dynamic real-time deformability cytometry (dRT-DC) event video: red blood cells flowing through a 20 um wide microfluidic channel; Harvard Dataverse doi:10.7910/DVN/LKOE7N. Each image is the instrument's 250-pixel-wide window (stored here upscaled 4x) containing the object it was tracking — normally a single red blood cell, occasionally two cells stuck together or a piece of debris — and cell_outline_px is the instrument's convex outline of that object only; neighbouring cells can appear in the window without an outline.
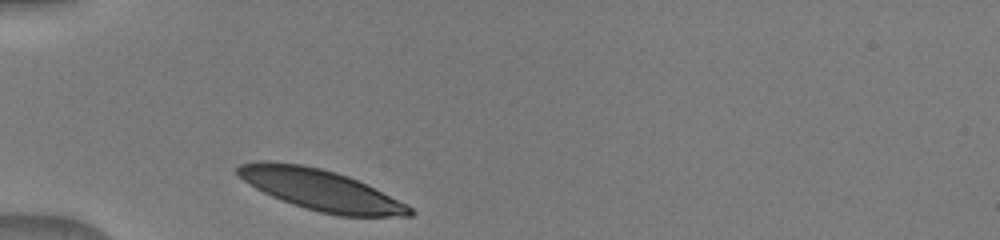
{"species": "human", "species_latin": "Homo sapiens", "temperature_condition": "warm", "stored_images_in_passage": 29, "camera_frame_rate_fps": 3000, "um_per_image_px": 0.085, "donor": {"sex": "male"}, "frame": {"image": 1, "passage_image": 1, "time_ms": 0.0, "image_size_px": [1000, 240], "cell_outline_px": [[416, 212], [412, 216], [340, 216], [320, 212], [292, 204], [272, 196], [256, 188], [244, 180], [236, 172], [236, 168], [240, 164], [304, 164], [336, 172], [348, 176], [408, 204]], "centroid_in_image_um": [27.38, 16.19], "position_along_channel_um": 57.6, "area_um2": 39.82}}
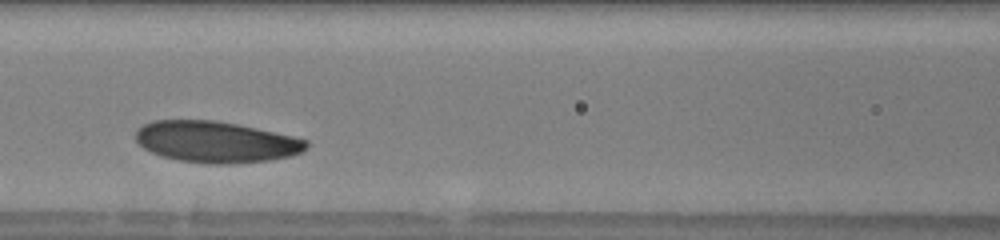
{"frame": {"image": 2, "passage_image": 9, "time_ms": 2.667, "image_size_px": [1000, 240], "cell_outline_px": [[308, 148], [304, 152], [288, 156], [268, 160], [232, 164], [208, 164], [180, 160], [164, 156], [152, 152], [144, 148], [136, 140], [136, 132], [144, 124], [152, 120], [216, 120], [256, 128], [292, 136], [308, 140]], "centroid_in_image_um": [18.38, 12.06], "position_along_channel_um": 148.2, "area_um2": 40.86}}
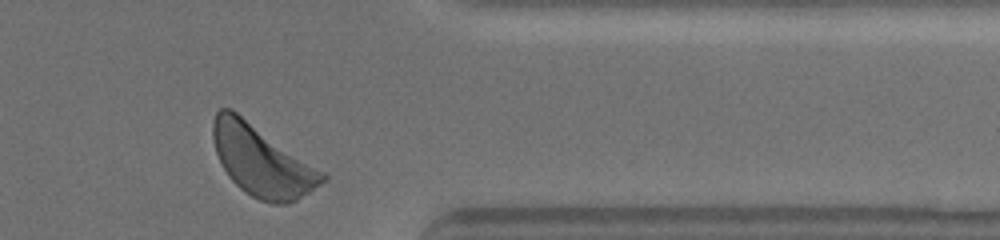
{"frame": {"image": 3, "passage_image": 28, "time_ms": 9.0, "image_size_px": [1000, 240], "cell_outline_px": [[328, 180], [296, 200], [288, 204], [272, 204], [260, 200], [244, 192], [228, 176], [216, 152], [212, 136], [212, 124], [216, 112], [220, 108], [232, 108], [324, 172], [328, 176]], "centroid_in_image_um": [22.25, 13.67], "position_along_channel_um": 389.1, "area_um2": 44.97}}